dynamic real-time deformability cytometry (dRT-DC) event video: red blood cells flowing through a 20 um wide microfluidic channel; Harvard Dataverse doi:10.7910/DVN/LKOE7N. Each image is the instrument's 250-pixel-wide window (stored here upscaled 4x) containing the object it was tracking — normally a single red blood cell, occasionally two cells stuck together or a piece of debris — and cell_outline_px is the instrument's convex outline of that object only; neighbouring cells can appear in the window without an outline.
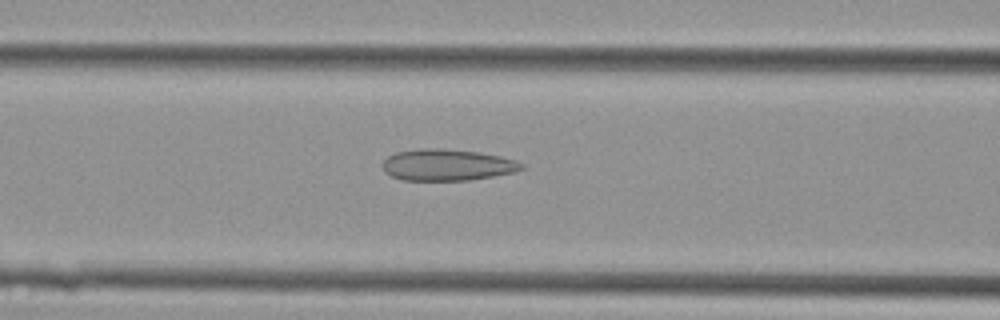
{"species": "Egyptian fruit bat (a non-hibernating species)", "species_latin": "Rousettus aegyptiacus", "temperature_condition": "cold", "stored_images_in_passage": 43, "camera_frame_rate_fps": 3000, "um_per_image_px": 0.085, "animal": {"sex": "female"}, "frame": {"image": 1, "passage_image": 17, "time_ms": 5.333, "image_size_px": [1000, 320], "cell_outline_px": [[524, 168], [516, 172], [468, 180], [404, 180], [392, 176], [384, 172], [384, 160], [388, 156], [396, 152], [420, 148], [436, 148], [476, 152], [500, 156], [516, 160], [524, 164]], "centroid_in_image_um": [38.02, 14.02], "position_along_channel_um": 128.6, "area_um2": 25.32}}
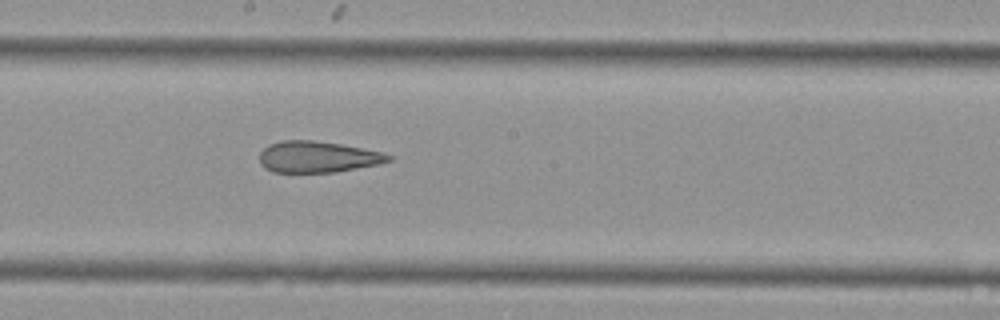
{"frame": {"image": 2, "passage_image": 23, "time_ms": 7.333, "image_size_px": [1000, 320], "cell_outline_px": [[392, 160], [380, 164], [336, 172], [272, 172], [264, 168], [260, 164], [260, 152], [268, 144], [280, 140], [312, 140], [340, 144], [384, 152], [392, 156]], "centroid_in_image_um": [27.0, 13.33], "position_along_channel_um": 221.2, "area_um2": 23.7}}
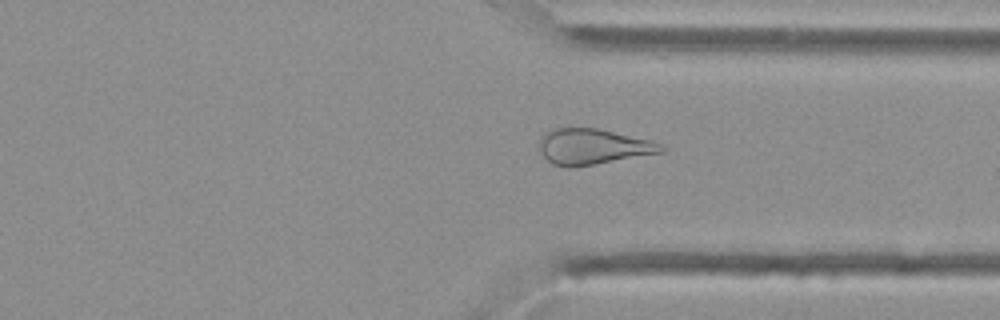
{"frame": {"image": 3, "passage_image": 32, "time_ms": 10.333, "image_size_px": [1000, 320], "cell_outline_px": [[668, 148], [664, 152], [596, 164], [572, 168], [568, 168], [552, 164], [540, 152], [536, 144], [540, 136], [544, 132], [556, 128], [596, 128], [652, 140]], "centroid_in_image_um": [50.36, 12.47], "position_along_channel_um": 361.0, "area_um2": 25.72}}